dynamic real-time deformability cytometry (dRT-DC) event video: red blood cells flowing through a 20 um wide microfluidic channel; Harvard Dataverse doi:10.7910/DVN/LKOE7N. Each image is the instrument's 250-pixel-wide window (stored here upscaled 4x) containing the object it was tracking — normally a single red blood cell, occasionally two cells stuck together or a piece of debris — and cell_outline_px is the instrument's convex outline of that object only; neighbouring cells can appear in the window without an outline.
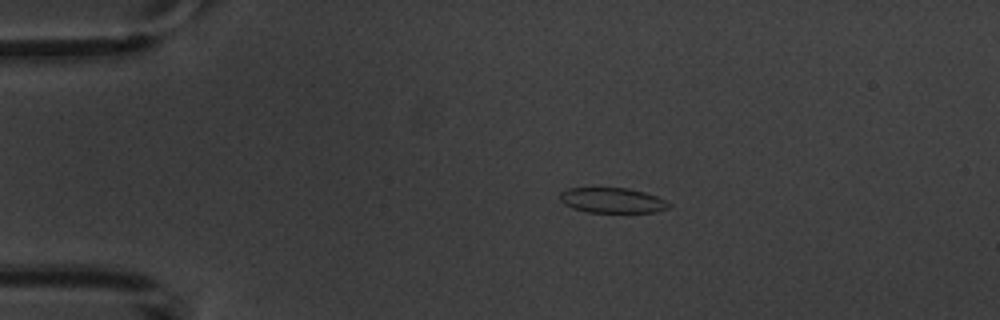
{"species": "common noctule bat (a hibernating species)", "species_latin": "Nyctalus noctula", "temperature_condition": "warm", "stored_images_in_passage": 4, "camera_frame_rate_fps": 3000, "um_per_image_px": 0.085, "animal": {"sex": "male", "body_mass_g": 20.1, "forearm_length_mm": 53.5}, "frame": {"image": 1, "passage_image": 2, "time_ms": 2.0, "image_size_px": [1000, 320], "cell_outline_px": [[672, 204], [668, 208], [656, 212], [584, 212], [572, 208], [564, 204], [560, 200], [560, 192], [568, 188], [628, 188], [644, 192], [656, 196]], "centroid_in_image_um": [52.02, 17.03], "position_along_channel_um": 33.0, "area_um2": 16.01}}